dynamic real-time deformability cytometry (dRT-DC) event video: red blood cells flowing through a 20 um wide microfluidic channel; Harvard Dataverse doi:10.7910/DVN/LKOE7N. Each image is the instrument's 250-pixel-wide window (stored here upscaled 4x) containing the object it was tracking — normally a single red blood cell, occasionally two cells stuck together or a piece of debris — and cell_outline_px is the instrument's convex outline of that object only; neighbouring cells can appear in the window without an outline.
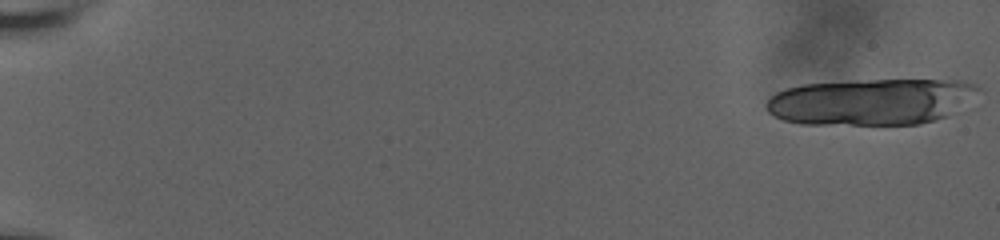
{"species": "human", "species_latin": "Homo sapiens", "temperature_condition": "room temperature", "stored_images_in_passage": 34, "camera_frame_rate_fps": 3000, "um_per_image_px": 0.085, "donor": {"sex": "male"}, "frame": {"image": 1, "passage_image": 1, "time_ms": 0.0, "image_size_px": [1000, 240], "cell_outline_px": [[980, 88], [944, 116], [936, 120], [920, 124], [804, 124], [784, 120], [768, 112], [764, 104], [776, 92], [788, 88], [804, 84], [856, 80], [964, 80], [976, 84]], "centroid_in_image_um": [73.94, 8.63], "position_along_channel_um": 11.1, "area_um2": 56.47}}